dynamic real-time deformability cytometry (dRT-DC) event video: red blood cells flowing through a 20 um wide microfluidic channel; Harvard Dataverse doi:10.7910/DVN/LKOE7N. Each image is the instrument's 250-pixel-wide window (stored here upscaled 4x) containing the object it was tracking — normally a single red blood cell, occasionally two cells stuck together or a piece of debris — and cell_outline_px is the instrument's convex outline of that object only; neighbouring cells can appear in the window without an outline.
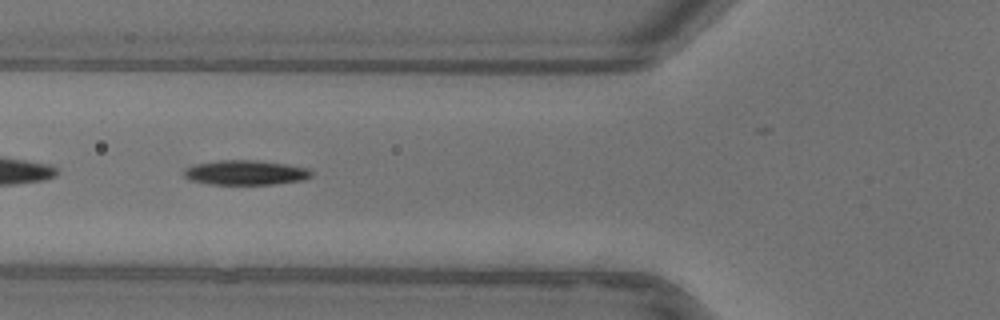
{"species": "common noctule bat (a hibernating species)", "species_latin": "Nyctalus noctula", "temperature_condition": "warm", "stored_images_in_passage": 43, "segment_of_instrument_passage": [2, 2], "camera_frame_rate_fps": 3000, "um_per_image_px": 0.085, "animal": {"sex": "female"}, "frame": {"image": 1, "passage_image": 21, "time_ms": 6.667, "image_size_px": [1000, 320], "cell_outline_px": [[312, 176], [304, 180], [272, 184], [212, 184], [188, 180], [184, 176], [184, 168], [192, 164], [220, 160], [256, 160], [288, 164], [308, 168], [312, 172]], "centroid_in_image_um": [20.85, 14.66], "position_along_channel_um": 104.9, "area_um2": 18.5}}
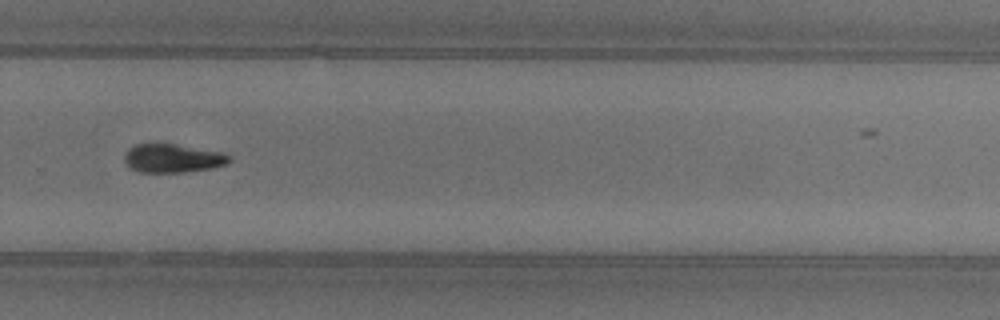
{"frame": {"image": 2, "passage_image": 37, "time_ms": 12.0, "image_size_px": [1000, 320], "cell_outline_px": [[232, 160], [224, 164], [212, 168], [184, 172], [136, 172], [128, 168], [124, 160], [124, 156], [128, 148], [136, 144], [176, 144], [224, 152]], "centroid_in_image_um": [14.64, 13.45], "position_along_channel_um": 315.2, "area_um2": 17.57}}